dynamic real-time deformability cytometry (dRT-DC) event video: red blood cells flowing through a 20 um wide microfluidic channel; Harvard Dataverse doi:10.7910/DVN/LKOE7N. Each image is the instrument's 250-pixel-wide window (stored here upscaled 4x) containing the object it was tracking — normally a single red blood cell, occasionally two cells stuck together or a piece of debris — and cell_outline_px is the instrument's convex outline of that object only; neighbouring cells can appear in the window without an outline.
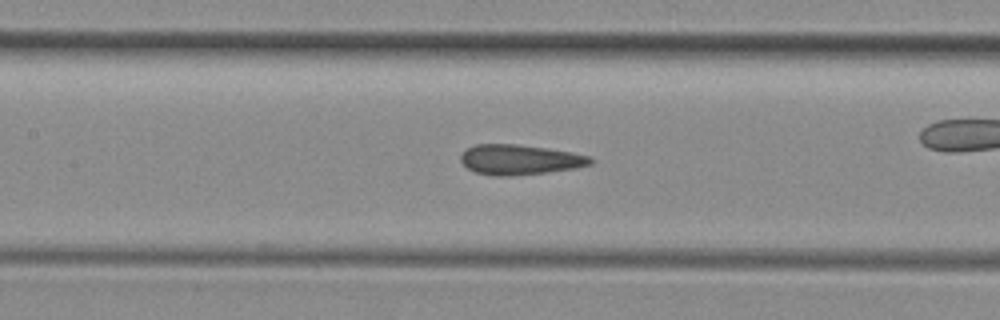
{"species": "common noctule bat (a hibernating species)", "species_latin": "Nyctalus noctula", "temperature_condition": "room temperature", "stored_images_in_passage": 50, "camera_frame_rate_fps": 3000, "um_per_image_px": 0.085, "animal": {"sex": "female", "body_mass_g": 29.2, "forearm_length_mm": 56.3}, "frame": {"image": 1, "passage_image": 22, "time_ms": 7.0, "image_size_px": [1000, 320], "cell_outline_px": [[592, 164], [576, 168], [548, 172], [512, 176], [492, 176], [476, 172], [468, 168], [460, 160], [460, 156], [468, 148], [476, 144], [516, 144], [572, 152], [592, 156]], "centroid_in_image_um": [44.2, 13.58], "position_along_channel_um": 163.2, "area_um2": 22.72}, "authors_computed_cell_mechanics": {"area_um2": 23.4379, "velocity_mm_per_s": 4.1273, "shape_relaxation_time_tau1_ms": null, "shape_relaxation_time_tau2_ms": 2.0854, "deformation_change_tau1": null, "deformation_change_tau2": 0.0752}}